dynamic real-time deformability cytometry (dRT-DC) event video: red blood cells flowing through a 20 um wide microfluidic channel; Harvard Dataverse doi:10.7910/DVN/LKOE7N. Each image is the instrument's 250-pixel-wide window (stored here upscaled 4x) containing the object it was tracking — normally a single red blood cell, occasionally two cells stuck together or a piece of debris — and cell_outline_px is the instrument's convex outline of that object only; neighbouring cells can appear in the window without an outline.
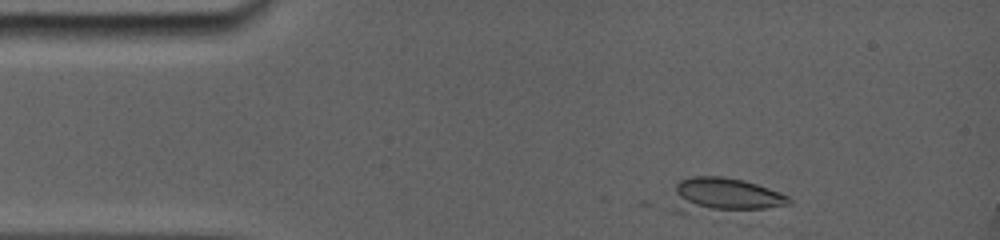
{"species": "common noctule bat (a hibernating species)", "species_latin": "Nyctalus noctula", "temperature_condition": "room temperature", "stored_images_in_passage": 3, "camera_frame_rate_fps": 5000, "um_per_image_px": 0.085, "animal": {"sex": "female", "body_mass_g": 19.0, "forearm_length_mm": 56.7}, "frame": {"image": 1, "passage_image": 1, "time_ms": 0.0, "image_size_px": [1000, 240], "cell_outline_px": [[792, 204], [744, 212], [688, 216], [680, 216], [672, 208], [676, 184], [680, 180], [692, 176], [720, 176], [744, 180], [780, 192], [788, 196], [792, 200]], "centroid_in_image_um": [61.48, 16.69], "position_along_channel_um": 23.5, "area_um2": 25.32}}